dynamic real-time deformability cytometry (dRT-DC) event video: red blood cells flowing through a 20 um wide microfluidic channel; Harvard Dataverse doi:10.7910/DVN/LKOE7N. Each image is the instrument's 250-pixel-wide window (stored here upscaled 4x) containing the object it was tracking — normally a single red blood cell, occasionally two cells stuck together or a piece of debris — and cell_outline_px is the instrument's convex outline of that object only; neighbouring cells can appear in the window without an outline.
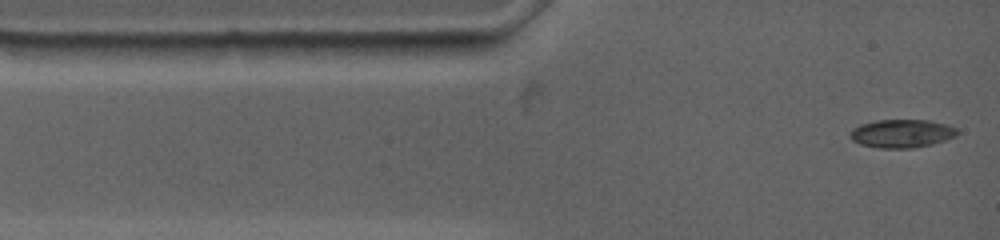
{"species": "common noctule bat (a hibernating species)", "species_latin": "Nyctalus noctula", "temperature_condition": "warm", "stored_images_in_passage": 43, "camera_frame_rate_fps": 4500, "um_per_image_px": 0.085, "animal": {"sex": "female", "body_mass_g": 19.0, "forearm_length_mm": 53.3}, "frame": {"image": 1, "passage_image": 1, "time_ms": 0.0, "image_size_px": [1000, 240], "cell_outline_px": [[960, 132], [956, 136], [932, 144], [912, 148], [880, 148], [860, 144], [852, 140], [848, 136], [848, 132], [852, 128], [860, 124], [876, 120], [928, 120], [948, 124], [956, 128]], "centroid_in_image_um": [76.63, 11.34], "position_along_channel_um": 8.4, "area_um2": 17.86}}
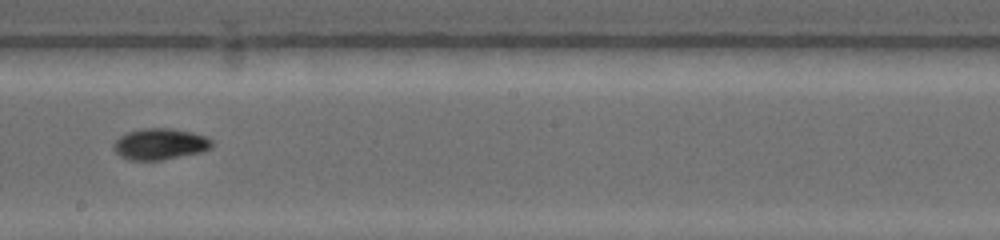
{"frame": {"image": 2, "passage_image": 19, "time_ms": 7.111, "image_size_px": [1000, 240], "cell_outline_px": [[216, 144], [212, 148], [200, 152], [160, 160], [128, 160], [120, 156], [112, 148], [116, 140], [120, 136], [128, 132], [144, 128], [172, 128], [192, 132], [204, 136], [212, 140]], "centroid_in_image_um": [13.62, 12.24], "position_along_channel_um": 234.6, "area_um2": 17.92}}
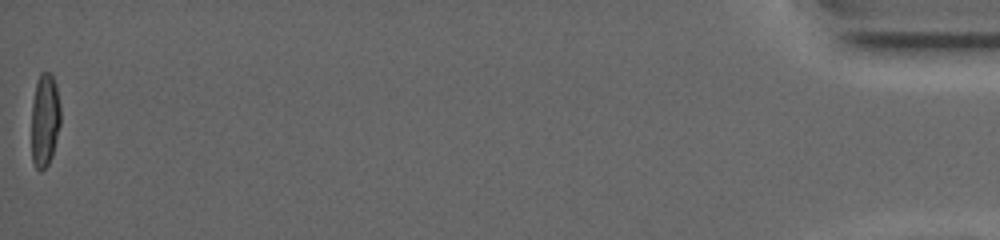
{"frame": {"image": 3, "passage_image": 43, "time_ms": 17.111, "image_size_px": [1000, 240], "cell_outline_px": [[60, 124], [52, 156], [48, 164], [44, 168], [36, 168], [32, 160], [32, 100], [36, 80], [40, 72], [48, 72], [52, 76], [56, 84], [60, 104]], "centroid_in_image_um": [3.8, 10.15], "position_along_channel_um": 431.4, "area_um2": 15.84}, "authors_computed_cell_mechanics": {"area_um2": 16.6464, "velocity_mm_per_s": 3.7078, "shape_relaxation_time_tau1_ms": 5.2033, "shape_relaxation_time_tau2_ms": 3.9016, "deformation_change_tau1": 0.2025, "deformation_change_tau2": 0.0445}}